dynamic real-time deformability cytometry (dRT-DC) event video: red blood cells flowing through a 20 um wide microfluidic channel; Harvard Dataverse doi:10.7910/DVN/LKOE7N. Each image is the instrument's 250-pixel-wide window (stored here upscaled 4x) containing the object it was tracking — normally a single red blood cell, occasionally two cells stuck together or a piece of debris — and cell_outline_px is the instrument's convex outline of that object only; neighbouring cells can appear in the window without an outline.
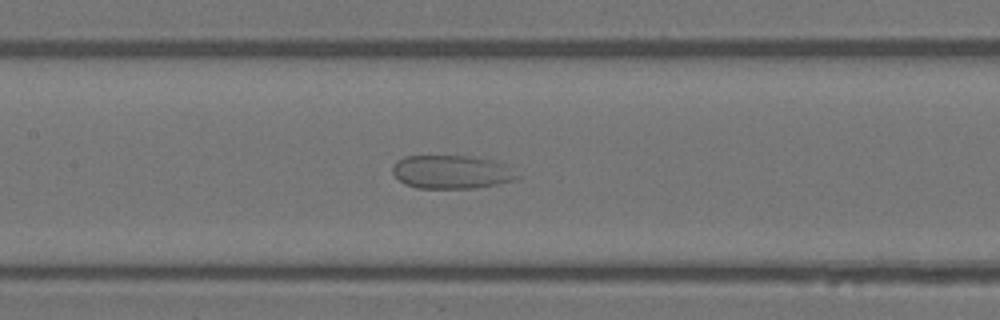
{"species": "Egyptian fruit bat (a non-hibernating species)", "species_latin": "Rousettus aegyptiacus", "temperature_condition": "warm", "stored_images_in_passage": 47, "camera_frame_rate_fps": 3000, "um_per_image_px": 0.085, "animal": {"sex": "female"}, "frame": {"image": 1, "passage_image": 22, "time_ms": 7.0, "image_size_px": [1000, 320], "cell_outline_px": [[520, 176], [512, 180], [496, 184], [476, 188], [416, 188], [404, 184], [392, 172], [392, 168], [396, 160], [404, 156], [468, 156], [488, 160], [504, 164]], "centroid_in_image_um": [38.32, 14.62], "position_along_channel_um": 169.1, "area_um2": 24.04}}
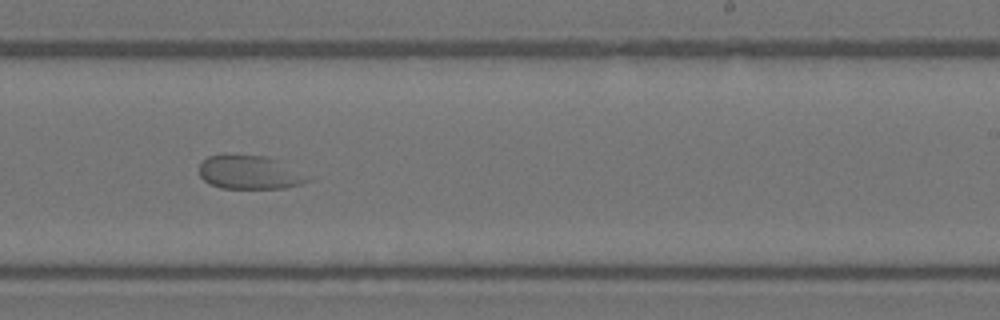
{"frame": {"image": 2, "passage_image": 29, "time_ms": 9.333, "image_size_px": [1000, 320], "cell_outline_px": [[312, 180], [300, 184], [284, 188], [220, 188], [208, 184], [200, 176], [200, 164], [208, 156], [224, 152], [228, 152], [268, 156], [280, 160]], "centroid_in_image_um": [21.15, 14.61], "position_along_channel_um": 267.9, "area_um2": 21.79}}
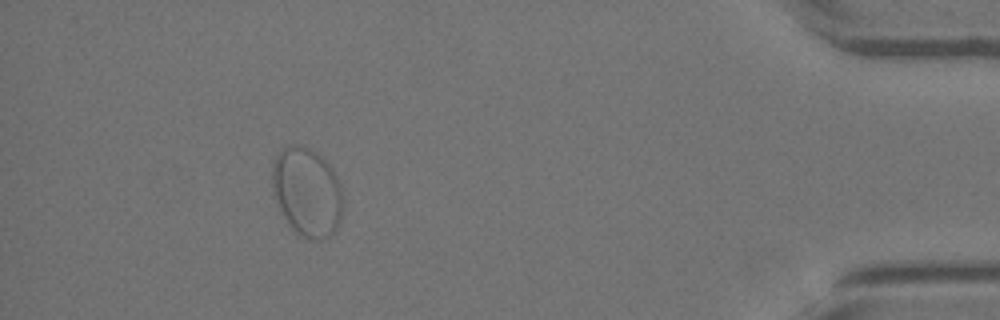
{"frame": {"image": 3, "passage_image": 43, "time_ms": 14.0, "image_size_px": [1000, 320], "cell_outline_px": [[340, 220], [336, 228], [328, 236], [320, 240], [308, 240], [296, 232], [292, 228], [280, 212], [276, 204], [272, 192], [272, 164], [276, 152], [288, 144], [300, 144], [316, 152], [332, 168], [340, 184]], "centroid_in_image_um": [26.02, 16.29], "position_along_channel_um": 409.2, "area_um2": 36.7}}